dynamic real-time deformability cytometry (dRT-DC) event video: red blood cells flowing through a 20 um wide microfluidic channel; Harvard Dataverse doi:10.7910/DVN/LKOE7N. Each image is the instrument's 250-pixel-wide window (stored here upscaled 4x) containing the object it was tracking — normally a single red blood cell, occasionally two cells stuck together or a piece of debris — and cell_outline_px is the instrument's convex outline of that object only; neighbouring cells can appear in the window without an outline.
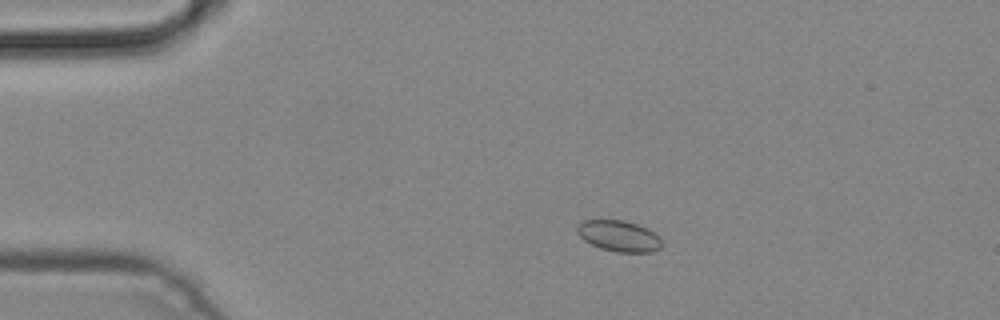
{"species": "common noctule bat (a hibernating species)", "species_latin": "Nyctalus noctula", "temperature_condition": "cold", "stored_images_in_passage": 4, "camera_frame_rate_fps": 3000, "um_per_image_px": 0.085, "animal": {"sex": "male", "body_mass_g": 19.2, "forearm_length_mm": 51.8}, "frame": {"image": 1, "passage_image": 3, "time_ms": 0.667, "image_size_px": [1000, 320], "cell_outline_px": [[660, 248], [652, 252], [616, 252], [600, 248], [584, 240], [576, 232], [576, 228], [584, 220], [624, 220], [648, 228], [660, 240]], "centroid_in_image_um": [52.58, 20.06], "position_along_channel_um": 32.4, "area_um2": 15.09}}